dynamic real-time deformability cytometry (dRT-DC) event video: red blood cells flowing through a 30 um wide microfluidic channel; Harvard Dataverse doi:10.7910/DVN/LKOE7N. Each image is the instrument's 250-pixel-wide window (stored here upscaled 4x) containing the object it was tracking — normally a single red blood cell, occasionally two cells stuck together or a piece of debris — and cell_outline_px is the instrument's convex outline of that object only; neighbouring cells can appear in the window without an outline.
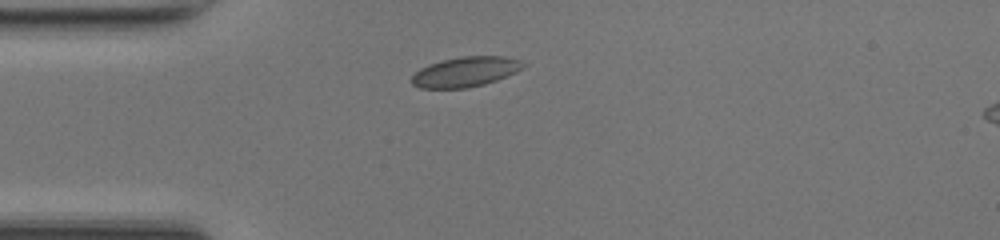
{"species": "common noctule bat (a hibernating species)", "species_latin": "Nyctalus noctula", "temperature_condition": "room temperature", "stored_images_in_passage": 30, "camera_frame_rate_fps": 3000, "um_per_image_px": 0.085, "animal": {"sex": "female", "body_mass_g": 17.0, "forearm_length_mm": 48.0}, "frame": {"image": 1, "passage_image": 1, "time_ms": 0.0, "image_size_px": [1000, 240], "cell_outline_px": [[524, 64], [516, 72], [496, 80], [484, 84], [468, 88], [420, 88], [412, 84], [412, 76], [420, 68], [428, 64], [440, 60], [460, 56], [504, 56], [520, 60]], "centroid_in_image_um": [39.52, 6.1], "position_along_channel_um": 45.5, "area_um2": 19.42}}
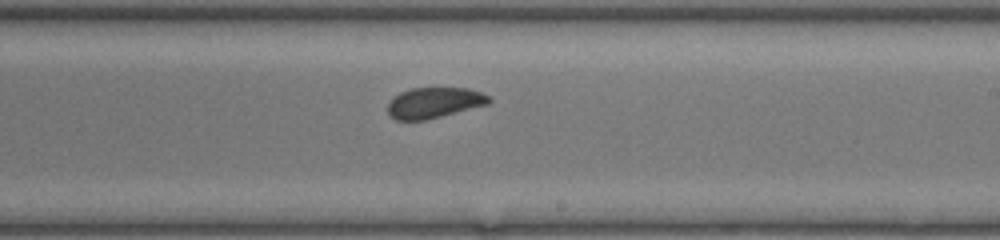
{"frame": {"image": 2, "passage_image": 17, "time_ms": 5.333, "image_size_px": [1000, 240], "cell_outline_px": [[492, 100], [488, 104], [424, 120], [396, 120], [388, 112], [388, 104], [400, 92], [412, 88], [468, 88], [480, 92], [488, 96]], "centroid_in_image_um": [36.91, 8.72], "position_along_channel_um": 252.1, "area_um2": 17.74}}
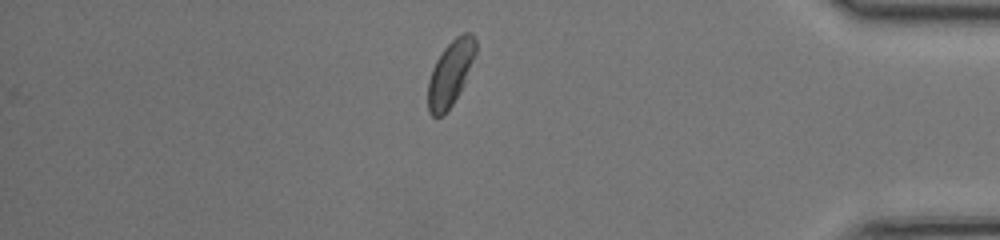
{"frame": {"image": 3, "passage_image": 30, "time_ms": 9.667, "image_size_px": [1000, 240], "cell_outline_px": [[476, 52], [460, 88], [452, 104], [440, 116], [432, 116], [428, 112], [428, 80], [432, 68], [436, 60], [444, 48], [456, 36], [464, 32], [472, 32], [476, 40]], "centroid_in_image_um": [38.26, 6.17], "position_along_channel_um": 396.9, "area_um2": 17.57}, "authors_computed_cell_mechanics": {"area_um2": 18.7561, "velocity_mm_per_s": 4.2025, "shape_relaxation_time_tau1_ms": 1.4459, "shape_relaxation_time_tau2_ms": null, "deformation_change_tau1": 0.0471, "deformation_change_tau2": null}}